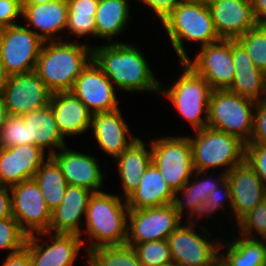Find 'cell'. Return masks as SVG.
<instances>
[{"label":"cell","instance_id":"26","mask_svg":"<svg viewBox=\"0 0 266 266\" xmlns=\"http://www.w3.org/2000/svg\"><path fill=\"white\" fill-rule=\"evenodd\" d=\"M28 126V144L40 147L47 156L56 150L66 147L65 138L57 127L55 116L50 105L21 116Z\"/></svg>","mask_w":266,"mask_h":266},{"label":"cell","instance_id":"39","mask_svg":"<svg viewBox=\"0 0 266 266\" xmlns=\"http://www.w3.org/2000/svg\"><path fill=\"white\" fill-rule=\"evenodd\" d=\"M236 223L240 235L256 238L253 233L255 231L256 235L266 240V199Z\"/></svg>","mask_w":266,"mask_h":266},{"label":"cell","instance_id":"45","mask_svg":"<svg viewBox=\"0 0 266 266\" xmlns=\"http://www.w3.org/2000/svg\"><path fill=\"white\" fill-rule=\"evenodd\" d=\"M2 266H32L29 252L23 248L14 254H7Z\"/></svg>","mask_w":266,"mask_h":266},{"label":"cell","instance_id":"3","mask_svg":"<svg viewBox=\"0 0 266 266\" xmlns=\"http://www.w3.org/2000/svg\"><path fill=\"white\" fill-rule=\"evenodd\" d=\"M104 191L92 194L85 214L84 232L92 238L87 252L97 247L124 245L127 242L128 205L126 199Z\"/></svg>","mask_w":266,"mask_h":266},{"label":"cell","instance_id":"47","mask_svg":"<svg viewBox=\"0 0 266 266\" xmlns=\"http://www.w3.org/2000/svg\"><path fill=\"white\" fill-rule=\"evenodd\" d=\"M252 8L257 24H266V0H252Z\"/></svg>","mask_w":266,"mask_h":266},{"label":"cell","instance_id":"1","mask_svg":"<svg viewBox=\"0 0 266 266\" xmlns=\"http://www.w3.org/2000/svg\"><path fill=\"white\" fill-rule=\"evenodd\" d=\"M106 44L93 46V60L117 88L127 93L159 94L161 82L154 77L146 57L135 44L114 41Z\"/></svg>","mask_w":266,"mask_h":266},{"label":"cell","instance_id":"37","mask_svg":"<svg viewBox=\"0 0 266 266\" xmlns=\"http://www.w3.org/2000/svg\"><path fill=\"white\" fill-rule=\"evenodd\" d=\"M225 202H228L230 208H232L231 188L227 179L221 184V187L219 186L215 191H211L207 200L202 204L197 205L191 215L187 216L188 219L184 222L195 224V217L200 220V217L202 219L204 215V217L207 218V216L211 215L213 212H217L216 210L219 211V208H221V210L224 209Z\"/></svg>","mask_w":266,"mask_h":266},{"label":"cell","instance_id":"20","mask_svg":"<svg viewBox=\"0 0 266 266\" xmlns=\"http://www.w3.org/2000/svg\"><path fill=\"white\" fill-rule=\"evenodd\" d=\"M50 157L59 166L68 185L84 187L94 193L102 191L105 173H102L94 156L71 150L66 146Z\"/></svg>","mask_w":266,"mask_h":266},{"label":"cell","instance_id":"30","mask_svg":"<svg viewBox=\"0 0 266 266\" xmlns=\"http://www.w3.org/2000/svg\"><path fill=\"white\" fill-rule=\"evenodd\" d=\"M232 239L226 245L220 243V253H223L222 255L231 266H264L266 264V241L264 239L248 238L242 235ZM223 246L227 251L225 253Z\"/></svg>","mask_w":266,"mask_h":266},{"label":"cell","instance_id":"34","mask_svg":"<svg viewBox=\"0 0 266 266\" xmlns=\"http://www.w3.org/2000/svg\"><path fill=\"white\" fill-rule=\"evenodd\" d=\"M87 253L89 266H143L128 244L97 247Z\"/></svg>","mask_w":266,"mask_h":266},{"label":"cell","instance_id":"40","mask_svg":"<svg viewBox=\"0 0 266 266\" xmlns=\"http://www.w3.org/2000/svg\"><path fill=\"white\" fill-rule=\"evenodd\" d=\"M28 144V126L21 116L10 115L0 132V148Z\"/></svg>","mask_w":266,"mask_h":266},{"label":"cell","instance_id":"18","mask_svg":"<svg viewBox=\"0 0 266 266\" xmlns=\"http://www.w3.org/2000/svg\"><path fill=\"white\" fill-rule=\"evenodd\" d=\"M45 151L34 144L0 148V186L12 187L33 179L46 161Z\"/></svg>","mask_w":266,"mask_h":266},{"label":"cell","instance_id":"44","mask_svg":"<svg viewBox=\"0 0 266 266\" xmlns=\"http://www.w3.org/2000/svg\"><path fill=\"white\" fill-rule=\"evenodd\" d=\"M136 1V0H135ZM142 4H146L157 15L159 21L162 22L171 14V12L183 0H139Z\"/></svg>","mask_w":266,"mask_h":266},{"label":"cell","instance_id":"22","mask_svg":"<svg viewBox=\"0 0 266 266\" xmlns=\"http://www.w3.org/2000/svg\"><path fill=\"white\" fill-rule=\"evenodd\" d=\"M90 128L100 148L113 158H117L138 138L130 133V128L119 108L109 112L93 113Z\"/></svg>","mask_w":266,"mask_h":266},{"label":"cell","instance_id":"5","mask_svg":"<svg viewBox=\"0 0 266 266\" xmlns=\"http://www.w3.org/2000/svg\"><path fill=\"white\" fill-rule=\"evenodd\" d=\"M194 132L195 137H189L195 170L193 176L201 177L208 169L218 167H224L223 172L227 174L245 160L246 143L240 138L209 127Z\"/></svg>","mask_w":266,"mask_h":266},{"label":"cell","instance_id":"32","mask_svg":"<svg viewBox=\"0 0 266 266\" xmlns=\"http://www.w3.org/2000/svg\"><path fill=\"white\" fill-rule=\"evenodd\" d=\"M34 179L41 189L47 207L52 212L61 204L69 186L66 178L57 163L50 156H47L46 161L39 167Z\"/></svg>","mask_w":266,"mask_h":266},{"label":"cell","instance_id":"13","mask_svg":"<svg viewBox=\"0 0 266 266\" xmlns=\"http://www.w3.org/2000/svg\"><path fill=\"white\" fill-rule=\"evenodd\" d=\"M183 224H180L167 239L172 261L179 266H209L220 253L222 238H217L213 242L206 235L196 233V224Z\"/></svg>","mask_w":266,"mask_h":266},{"label":"cell","instance_id":"33","mask_svg":"<svg viewBox=\"0 0 266 266\" xmlns=\"http://www.w3.org/2000/svg\"><path fill=\"white\" fill-rule=\"evenodd\" d=\"M68 17L67 27L72 35L95 37V15L99 0H67Z\"/></svg>","mask_w":266,"mask_h":266},{"label":"cell","instance_id":"50","mask_svg":"<svg viewBox=\"0 0 266 266\" xmlns=\"http://www.w3.org/2000/svg\"><path fill=\"white\" fill-rule=\"evenodd\" d=\"M209 266H231L230 263L226 260V258L219 253L211 262Z\"/></svg>","mask_w":266,"mask_h":266},{"label":"cell","instance_id":"46","mask_svg":"<svg viewBox=\"0 0 266 266\" xmlns=\"http://www.w3.org/2000/svg\"><path fill=\"white\" fill-rule=\"evenodd\" d=\"M12 216V202L9 187L0 186V220Z\"/></svg>","mask_w":266,"mask_h":266},{"label":"cell","instance_id":"12","mask_svg":"<svg viewBox=\"0 0 266 266\" xmlns=\"http://www.w3.org/2000/svg\"><path fill=\"white\" fill-rule=\"evenodd\" d=\"M194 60L184 62L203 77L213 90L228 89L234 81L235 65L232 40H224L200 47Z\"/></svg>","mask_w":266,"mask_h":266},{"label":"cell","instance_id":"4","mask_svg":"<svg viewBox=\"0 0 266 266\" xmlns=\"http://www.w3.org/2000/svg\"><path fill=\"white\" fill-rule=\"evenodd\" d=\"M162 25L180 62L189 58L184 48V40L198 42L200 47L221 40L215 31L210 9L205 2L183 0Z\"/></svg>","mask_w":266,"mask_h":266},{"label":"cell","instance_id":"7","mask_svg":"<svg viewBox=\"0 0 266 266\" xmlns=\"http://www.w3.org/2000/svg\"><path fill=\"white\" fill-rule=\"evenodd\" d=\"M255 101L228 89H215L209 99L207 127L248 143L253 133Z\"/></svg>","mask_w":266,"mask_h":266},{"label":"cell","instance_id":"24","mask_svg":"<svg viewBox=\"0 0 266 266\" xmlns=\"http://www.w3.org/2000/svg\"><path fill=\"white\" fill-rule=\"evenodd\" d=\"M49 105L64 138L90 129L93 113L71 91L51 94Z\"/></svg>","mask_w":266,"mask_h":266},{"label":"cell","instance_id":"53","mask_svg":"<svg viewBox=\"0 0 266 266\" xmlns=\"http://www.w3.org/2000/svg\"><path fill=\"white\" fill-rule=\"evenodd\" d=\"M194 1H199V2H205V3H208V2H210V1H212V0H194Z\"/></svg>","mask_w":266,"mask_h":266},{"label":"cell","instance_id":"27","mask_svg":"<svg viewBox=\"0 0 266 266\" xmlns=\"http://www.w3.org/2000/svg\"><path fill=\"white\" fill-rule=\"evenodd\" d=\"M174 192L156 165L151 162L141 176L139 187L126 199L129 209L159 207L172 204Z\"/></svg>","mask_w":266,"mask_h":266},{"label":"cell","instance_id":"23","mask_svg":"<svg viewBox=\"0 0 266 266\" xmlns=\"http://www.w3.org/2000/svg\"><path fill=\"white\" fill-rule=\"evenodd\" d=\"M232 54L235 74L228 90L255 102L266 99V74L255 66L237 40H232Z\"/></svg>","mask_w":266,"mask_h":266},{"label":"cell","instance_id":"19","mask_svg":"<svg viewBox=\"0 0 266 266\" xmlns=\"http://www.w3.org/2000/svg\"><path fill=\"white\" fill-rule=\"evenodd\" d=\"M226 175L231 188L232 214L238 222L266 199V186L246 160Z\"/></svg>","mask_w":266,"mask_h":266},{"label":"cell","instance_id":"28","mask_svg":"<svg viewBox=\"0 0 266 266\" xmlns=\"http://www.w3.org/2000/svg\"><path fill=\"white\" fill-rule=\"evenodd\" d=\"M148 143L139 137L115 160L118 163V172L124 190L123 199H127L131 193L139 187L141 176L152 162L151 149H147Z\"/></svg>","mask_w":266,"mask_h":266},{"label":"cell","instance_id":"8","mask_svg":"<svg viewBox=\"0 0 266 266\" xmlns=\"http://www.w3.org/2000/svg\"><path fill=\"white\" fill-rule=\"evenodd\" d=\"M152 162L173 192L180 190L195 172L188 136L151 140Z\"/></svg>","mask_w":266,"mask_h":266},{"label":"cell","instance_id":"16","mask_svg":"<svg viewBox=\"0 0 266 266\" xmlns=\"http://www.w3.org/2000/svg\"><path fill=\"white\" fill-rule=\"evenodd\" d=\"M38 234L27 237L24 248L29 252L32 266H73L85 240L77 234H53V242H41Z\"/></svg>","mask_w":266,"mask_h":266},{"label":"cell","instance_id":"29","mask_svg":"<svg viewBox=\"0 0 266 266\" xmlns=\"http://www.w3.org/2000/svg\"><path fill=\"white\" fill-rule=\"evenodd\" d=\"M128 0H99L95 15V38L111 39L125 29L131 15Z\"/></svg>","mask_w":266,"mask_h":266},{"label":"cell","instance_id":"42","mask_svg":"<svg viewBox=\"0 0 266 266\" xmlns=\"http://www.w3.org/2000/svg\"><path fill=\"white\" fill-rule=\"evenodd\" d=\"M248 143L266 145V99L256 103L254 109L253 133Z\"/></svg>","mask_w":266,"mask_h":266},{"label":"cell","instance_id":"52","mask_svg":"<svg viewBox=\"0 0 266 266\" xmlns=\"http://www.w3.org/2000/svg\"><path fill=\"white\" fill-rule=\"evenodd\" d=\"M160 266H179V265L176 262L170 261V262L162 264Z\"/></svg>","mask_w":266,"mask_h":266},{"label":"cell","instance_id":"15","mask_svg":"<svg viewBox=\"0 0 266 266\" xmlns=\"http://www.w3.org/2000/svg\"><path fill=\"white\" fill-rule=\"evenodd\" d=\"M71 92L92 112L119 108L114 84L92 59L76 78Z\"/></svg>","mask_w":266,"mask_h":266},{"label":"cell","instance_id":"41","mask_svg":"<svg viewBox=\"0 0 266 266\" xmlns=\"http://www.w3.org/2000/svg\"><path fill=\"white\" fill-rule=\"evenodd\" d=\"M245 160L266 186V145L246 143Z\"/></svg>","mask_w":266,"mask_h":266},{"label":"cell","instance_id":"38","mask_svg":"<svg viewBox=\"0 0 266 266\" xmlns=\"http://www.w3.org/2000/svg\"><path fill=\"white\" fill-rule=\"evenodd\" d=\"M27 237L13 216L0 220V249L8 250L9 255L21 251Z\"/></svg>","mask_w":266,"mask_h":266},{"label":"cell","instance_id":"31","mask_svg":"<svg viewBox=\"0 0 266 266\" xmlns=\"http://www.w3.org/2000/svg\"><path fill=\"white\" fill-rule=\"evenodd\" d=\"M205 176V178L201 177V179H193V182H191L192 179H190L180 190L174 192L171 205L181 218H183L184 209H187L190 212L187 213L188 216L191 215L196 206L207 200L210 192L215 191L227 179V175L224 172L220 173L218 175L219 179L215 180H212L213 175L211 174H209V177L207 174H205ZM180 192L183 193L181 195H184L181 196L182 198L178 197Z\"/></svg>","mask_w":266,"mask_h":266},{"label":"cell","instance_id":"35","mask_svg":"<svg viewBox=\"0 0 266 266\" xmlns=\"http://www.w3.org/2000/svg\"><path fill=\"white\" fill-rule=\"evenodd\" d=\"M255 66L266 74V24H257L236 39Z\"/></svg>","mask_w":266,"mask_h":266},{"label":"cell","instance_id":"6","mask_svg":"<svg viewBox=\"0 0 266 266\" xmlns=\"http://www.w3.org/2000/svg\"><path fill=\"white\" fill-rule=\"evenodd\" d=\"M183 72L172 86L162 88L159 94L164 95L174 105L178 113L186 119L194 131L207 127L209 99L213 89L208 82L199 76L184 61ZM205 114L202 117V114Z\"/></svg>","mask_w":266,"mask_h":266},{"label":"cell","instance_id":"11","mask_svg":"<svg viewBox=\"0 0 266 266\" xmlns=\"http://www.w3.org/2000/svg\"><path fill=\"white\" fill-rule=\"evenodd\" d=\"M182 220L171 204L129 209L126 244L168 239Z\"/></svg>","mask_w":266,"mask_h":266},{"label":"cell","instance_id":"14","mask_svg":"<svg viewBox=\"0 0 266 266\" xmlns=\"http://www.w3.org/2000/svg\"><path fill=\"white\" fill-rule=\"evenodd\" d=\"M2 94L9 115L23 116L49 105L52 93L33 70L11 75Z\"/></svg>","mask_w":266,"mask_h":266},{"label":"cell","instance_id":"49","mask_svg":"<svg viewBox=\"0 0 266 266\" xmlns=\"http://www.w3.org/2000/svg\"><path fill=\"white\" fill-rule=\"evenodd\" d=\"M10 75L6 71L5 65L0 58V91L4 90L5 85L8 83Z\"/></svg>","mask_w":266,"mask_h":266},{"label":"cell","instance_id":"2","mask_svg":"<svg viewBox=\"0 0 266 266\" xmlns=\"http://www.w3.org/2000/svg\"><path fill=\"white\" fill-rule=\"evenodd\" d=\"M64 40L45 41L35 71L53 94L71 91L76 78L93 59V46ZM89 45V46H88Z\"/></svg>","mask_w":266,"mask_h":266},{"label":"cell","instance_id":"36","mask_svg":"<svg viewBox=\"0 0 266 266\" xmlns=\"http://www.w3.org/2000/svg\"><path fill=\"white\" fill-rule=\"evenodd\" d=\"M128 245L134 248L143 266H160L172 261L170 246L167 239Z\"/></svg>","mask_w":266,"mask_h":266},{"label":"cell","instance_id":"10","mask_svg":"<svg viewBox=\"0 0 266 266\" xmlns=\"http://www.w3.org/2000/svg\"><path fill=\"white\" fill-rule=\"evenodd\" d=\"M11 192L12 216L27 235L48 232L51 210L42 196L35 179H29L9 188Z\"/></svg>","mask_w":266,"mask_h":266},{"label":"cell","instance_id":"21","mask_svg":"<svg viewBox=\"0 0 266 266\" xmlns=\"http://www.w3.org/2000/svg\"><path fill=\"white\" fill-rule=\"evenodd\" d=\"M93 193L84 187L69 185L61 204L51 212L48 232L39 233V236H51L53 233L82 235L81 218L85 217Z\"/></svg>","mask_w":266,"mask_h":266},{"label":"cell","instance_id":"48","mask_svg":"<svg viewBox=\"0 0 266 266\" xmlns=\"http://www.w3.org/2000/svg\"><path fill=\"white\" fill-rule=\"evenodd\" d=\"M9 116L10 115L6 107L2 91H0V132L2 130L4 123L7 121Z\"/></svg>","mask_w":266,"mask_h":266},{"label":"cell","instance_id":"9","mask_svg":"<svg viewBox=\"0 0 266 266\" xmlns=\"http://www.w3.org/2000/svg\"><path fill=\"white\" fill-rule=\"evenodd\" d=\"M44 41L29 26L12 25L0 29V58L8 74L35 70Z\"/></svg>","mask_w":266,"mask_h":266},{"label":"cell","instance_id":"43","mask_svg":"<svg viewBox=\"0 0 266 266\" xmlns=\"http://www.w3.org/2000/svg\"><path fill=\"white\" fill-rule=\"evenodd\" d=\"M22 16L20 0H0V29L16 25L17 18Z\"/></svg>","mask_w":266,"mask_h":266},{"label":"cell","instance_id":"25","mask_svg":"<svg viewBox=\"0 0 266 266\" xmlns=\"http://www.w3.org/2000/svg\"><path fill=\"white\" fill-rule=\"evenodd\" d=\"M22 17L27 21V26L31 25L32 29L38 30L34 32L44 42L57 40L56 36L67 27V0H55L37 5H22Z\"/></svg>","mask_w":266,"mask_h":266},{"label":"cell","instance_id":"51","mask_svg":"<svg viewBox=\"0 0 266 266\" xmlns=\"http://www.w3.org/2000/svg\"><path fill=\"white\" fill-rule=\"evenodd\" d=\"M55 0H21V5H37L42 3H49Z\"/></svg>","mask_w":266,"mask_h":266},{"label":"cell","instance_id":"17","mask_svg":"<svg viewBox=\"0 0 266 266\" xmlns=\"http://www.w3.org/2000/svg\"><path fill=\"white\" fill-rule=\"evenodd\" d=\"M207 4L220 39L236 40L257 25L252 0H212Z\"/></svg>","mask_w":266,"mask_h":266}]
</instances>
